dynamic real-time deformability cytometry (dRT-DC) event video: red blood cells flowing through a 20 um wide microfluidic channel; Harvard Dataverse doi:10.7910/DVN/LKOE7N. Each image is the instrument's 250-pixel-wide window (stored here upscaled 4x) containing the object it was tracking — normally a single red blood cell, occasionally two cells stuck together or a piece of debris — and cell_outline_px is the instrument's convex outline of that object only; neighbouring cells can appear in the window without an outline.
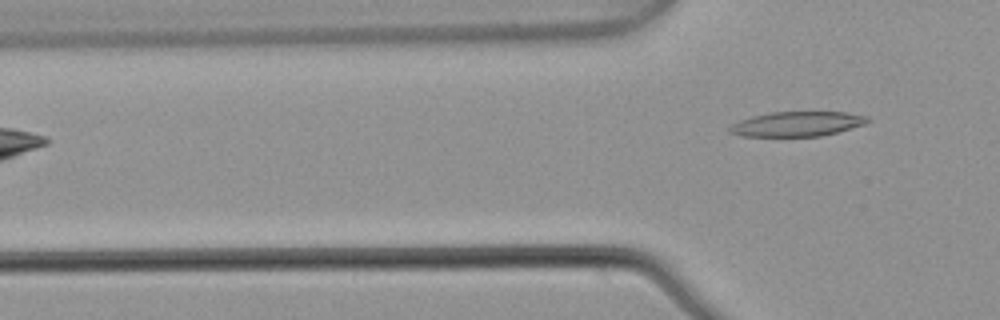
{"species": "common noctule bat (a hibernating species)", "species_latin": "Nyctalus noctula", "temperature_condition": "warm", "stored_images_in_passage": 3, "camera_frame_rate_fps": 3000, "um_per_image_px": 0.085, "animal": {"sex": "male", "body_mass_g": 21.5, "forearm_length_mm": 52.0}, "frame": {"image": 1, "passage_image": 3, "time_ms": 0.667, "image_size_px": [1000, 320], "cell_outline_px": [[872, 120], [864, 124], [836, 132], [820, 136], [740, 136], [728, 132], [728, 128], [732, 124], [740, 120], [752, 116], [772, 112], [848, 112], [868, 116]], "centroid_in_image_um": [67.75, 10.53], "position_along_channel_um": 58.1, "area_um2": 19.88}}